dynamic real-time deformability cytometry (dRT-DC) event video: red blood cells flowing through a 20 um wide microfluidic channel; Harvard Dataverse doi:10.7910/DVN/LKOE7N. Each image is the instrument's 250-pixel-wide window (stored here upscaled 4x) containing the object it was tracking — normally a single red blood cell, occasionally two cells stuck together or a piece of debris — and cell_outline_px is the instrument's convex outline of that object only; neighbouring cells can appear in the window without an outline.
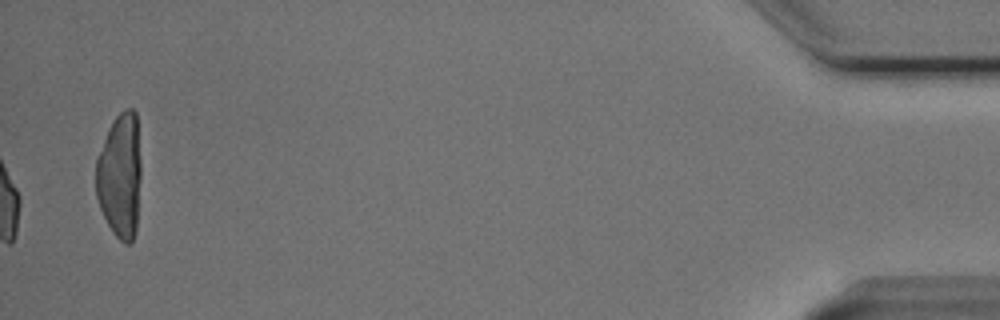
{"species": "Egyptian fruit bat (a non-hibernating species)", "species_latin": "Rousettus aegyptiacus", "temperature_condition": "cold", "stored_images_in_passage": 52, "camera_frame_rate_fps": 3000, "um_per_image_px": 0.085, "animal": {"sex": "male"}, "frame": {"image": 1, "passage_image": 52, "time_ms": 17.0, "image_size_px": [1000, 320], "cell_outline_px": [[140, 180], [136, 232], [132, 240], [128, 244], [124, 244], [112, 232], [100, 208], [96, 196], [96, 160], [108, 128], [112, 120], [124, 108], [132, 108], [136, 112], [140, 160]], "centroid_in_image_um": [10.2, 14.92], "position_along_channel_um": 425.0, "area_um2": 33.06}, "authors_computed_cell_mechanics": {"area_um2": 20.8947, "velocity_mm_per_s": 3.7481, "shape_relaxation_time_tau1_ms": 3.1927, "shape_relaxation_time_tau2_ms": 1.0863, "deformation_change_tau1": 0.1118, "deformation_change_tau2": 0.0637}}